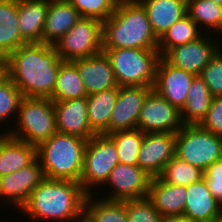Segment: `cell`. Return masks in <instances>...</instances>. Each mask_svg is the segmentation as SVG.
Returning a JSON list of instances; mask_svg holds the SVG:
<instances>
[{
    "mask_svg": "<svg viewBox=\"0 0 222 222\" xmlns=\"http://www.w3.org/2000/svg\"><path fill=\"white\" fill-rule=\"evenodd\" d=\"M63 62L54 45L27 43L6 58V73L23 97L51 98Z\"/></svg>",
    "mask_w": 222,
    "mask_h": 222,
    "instance_id": "1",
    "label": "cell"
},
{
    "mask_svg": "<svg viewBox=\"0 0 222 222\" xmlns=\"http://www.w3.org/2000/svg\"><path fill=\"white\" fill-rule=\"evenodd\" d=\"M87 195L79 182L44 178L20 212L32 222H75L83 218Z\"/></svg>",
    "mask_w": 222,
    "mask_h": 222,
    "instance_id": "2",
    "label": "cell"
},
{
    "mask_svg": "<svg viewBox=\"0 0 222 222\" xmlns=\"http://www.w3.org/2000/svg\"><path fill=\"white\" fill-rule=\"evenodd\" d=\"M159 39L152 30L140 2H119L102 22V49H157Z\"/></svg>",
    "mask_w": 222,
    "mask_h": 222,
    "instance_id": "3",
    "label": "cell"
},
{
    "mask_svg": "<svg viewBox=\"0 0 222 222\" xmlns=\"http://www.w3.org/2000/svg\"><path fill=\"white\" fill-rule=\"evenodd\" d=\"M87 141L56 132L37 147L45 178L80 182Z\"/></svg>",
    "mask_w": 222,
    "mask_h": 222,
    "instance_id": "4",
    "label": "cell"
},
{
    "mask_svg": "<svg viewBox=\"0 0 222 222\" xmlns=\"http://www.w3.org/2000/svg\"><path fill=\"white\" fill-rule=\"evenodd\" d=\"M14 121L12 129L3 133L36 147L57 132L54 102L50 98L23 97Z\"/></svg>",
    "mask_w": 222,
    "mask_h": 222,
    "instance_id": "5",
    "label": "cell"
},
{
    "mask_svg": "<svg viewBox=\"0 0 222 222\" xmlns=\"http://www.w3.org/2000/svg\"><path fill=\"white\" fill-rule=\"evenodd\" d=\"M114 71L118 86H144L153 88L158 49L116 48L102 49Z\"/></svg>",
    "mask_w": 222,
    "mask_h": 222,
    "instance_id": "6",
    "label": "cell"
},
{
    "mask_svg": "<svg viewBox=\"0 0 222 222\" xmlns=\"http://www.w3.org/2000/svg\"><path fill=\"white\" fill-rule=\"evenodd\" d=\"M175 156L203 172L222 159V136L199 125H183L176 133Z\"/></svg>",
    "mask_w": 222,
    "mask_h": 222,
    "instance_id": "7",
    "label": "cell"
},
{
    "mask_svg": "<svg viewBox=\"0 0 222 222\" xmlns=\"http://www.w3.org/2000/svg\"><path fill=\"white\" fill-rule=\"evenodd\" d=\"M119 163L114 141L108 135H94L86 144L80 184L89 195L94 194L109 178L110 172ZM95 190H94V189ZM93 190V191H92Z\"/></svg>",
    "mask_w": 222,
    "mask_h": 222,
    "instance_id": "8",
    "label": "cell"
},
{
    "mask_svg": "<svg viewBox=\"0 0 222 222\" xmlns=\"http://www.w3.org/2000/svg\"><path fill=\"white\" fill-rule=\"evenodd\" d=\"M63 61L88 58L102 52V21L80 18L55 44Z\"/></svg>",
    "mask_w": 222,
    "mask_h": 222,
    "instance_id": "9",
    "label": "cell"
},
{
    "mask_svg": "<svg viewBox=\"0 0 222 222\" xmlns=\"http://www.w3.org/2000/svg\"><path fill=\"white\" fill-rule=\"evenodd\" d=\"M184 124L180 110L161 97L154 89L147 95L137 120L143 133H177Z\"/></svg>",
    "mask_w": 222,
    "mask_h": 222,
    "instance_id": "10",
    "label": "cell"
},
{
    "mask_svg": "<svg viewBox=\"0 0 222 222\" xmlns=\"http://www.w3.org/2000/svg\"><path fill=\"white\" fill-rule=\"evenodd\" d=\"M151 179L152 177L140 167L119 162L103 185L104 187L110 186L106 188L109 189V194L104 195L103 199L126 201L146 197Z\"/></svg>",
    "mask_w": 222,
    "mask_h": 222,
    "instance_id": "11",
    "label": "cell"
},
{
    "mask_svg": "<svg viewBox=\"0 0 222 222\" xmlns=\"http://www.w3.org/2000/svg\"><path fill=\"white\" fill-rule=\"evenodd\" d=\"M215 39L210 33H203L192 42L172 48L164 58L177 68L200 75L203 68L221 49L218 46L220 40L217 42Z\"/></svg>",
    "mask_w": 222,
    "mask_h": 222,
    "instance_id": "12",
    "label": "cell"
},
{
    "mask_svg": "<svg viewBox=\"0 0 222 222\" xmlns=\"http://www.w3.org/2000/svg\"><path fill=\"white\" fill-rule=\"evenodd\" d=\"M38 158L23 169L0 176V198L3 204H13L19 211L29 200L32 191L44 179ZM7 202V203H6Z\"/></svg>",
    "mask_w": 222,
    "mask_h": 222,
    "instance_id": "13",
    "label": "cell"
},
{
    "mask_svg": "<svg viewBox=\"0 0 222 222\" xmlns=\"http://www.w3.org/2000/svg\"><path fill=\"white\" fill-rule=\"evenodd\" d=\"M176 133H144L138 153V167L150 177H158L175 156Z\"/></svg>",
    "mask_w": 222,
    "mask_h": 222,
    "instance_id": "14",
    "label": "cell"
},
{
    "mask_svg": "<svg viewBox=\"0 0 222 222\" xmlns=\"http://www.w3.org/2000/svg\"><path fill=\"white\" fill-rule=\"evenodd\" d=\"M196 75L175 67L163 56L156 65L153 89L179 110L185 105L187 93Z\"/></svg>",
    "mask_w": 222,
    "mask_h": 222,
    "instance_id": "15",
    "label": "cell"
},
{
    "mask_svg": "<svg viewBox=\"0 0 222 222\" xmlns=\"http://www.w3.org/2000/svg\"><path fill=\"white\" fill-rule=\"evenodd\" d=\"M144 86H118V97L109 123V133L137 129V120L146 95Z\"/></svg>",
    "mask_w": 222,
    "mask_h": 222,
    "instance_id": "16",
    "label": "cell"
},
{
    "mask_svg": "<svg viewBox=\"0 0 222 222\" xmlns=\"http://www.w3.org/2000/svg\"><path fill=\"white\" fill-rule=\"evenodd\" d=\"M53 102L57 132L86 141L95 135L87 116V97Z\"/></svg>",
    "mask_w": 222,
    "mask_h": 222,
    "instance_id": "17",
    "label": "cell"
},
{
    "mask_svg": "<svg viewBox=\"0 0 222 222\" xmlns=\"http://www.w3.org/2000/svg\"><path fill=\"white\" fill-rule=\"evenodd\" d=\"M71 62L79 72L87 95L118 87L109 58L103 51Z\"/></svg>",
    "mask_w": 222,
    "mask_h": 222,
    "instance_id": "18",
    "label": "cell"
},
{
    "mask_svg": "<svg viewBox=\"0 0 222 222\" xmlns=\"http://www.w3.org/2000/svg\"><path fill=\"white\" fill-rule=\"evenodd\" d=\"M186 186L163 182L159 177L150 181L147 197L163 218L183 216L186 205Z\"/></svg>",
    "mask_w": 222,
    "mask_h": 222,
    "instance_id": "19",
    "label": "cell"
},
{
    "mask_svg": "<svg viewBox=\"0 0 222 222\" xmlns=\"http://www.w3.org/2000/svg\"><path fill=\"white\" fill-rule=\"evenodd\" d=\"M183 216L198 222H212L222 213V206L211 194L204 178L186 186Z\"/></svg>",
    "mask_w": 222,
    "mask_h": 222,
    "instance_id": "20",
    "label": "cell"
},
{
    "mask_svg": "<svg viewBox=\"0 0 222 222\" xmlns=\"http://www.w3.org/2000/svg\"><path fill=\"white\" fill-rule=\"evenodd\" d=\"M50 0H18V27L27 43H43Z\"/></svg>",
    "mask_w": 222,
    "mask_h": 222,
    "instance_id": "21",
    "label": "cell"
},
{
    "mask_svg": "<svg viewBox=\"0 0 222 222\" xmlns=\"http://www.w3.org/2000/svg\"><path fill=\"white\" fill-rule=\"evenodd\" d=\"M37 159V147L1 131L0 176L15 173Z\"/></svg>",
    "mask_w": 222,
    "mask_h": 222,
    "instance_id": "22",
    "label": "cell"
},
{
    "mask_svg": "<svg viewBox=\"0 0 222 222\" xmlns=\"http://www.w3.org/2000/svg\"><path fill=\"white\" fill-rule=\"evenodd\" d=\"M80 18L77 9L68 0H50L43 30V43L54 45Z\"/></svg>",
    "mask_w": 222,
    "mask_h": 222,
    "instance_id": "23",
    "label": "cell"
},
{
    "mask_svg": "<svg viewBox=\"0 0 222 222\" xmlns=\"http://www.w3.org/2000/svg\"><path fill=\"white\" fill-rule=\"evenodd\" d=\"M156 37L187 14V0H140Z\"/></svg>",
    "mask_w": 222,
    "mask_h": 222,
    "instance_id": "24",
    "label": "cell"
},
{
    "mask_svg": "<svg viewBox=\"0 0 222 222\" xmlns=\"http://www.w3.org/2000/svg\"><path fill=\"white\" fill-rule=\"evenodd\" d=\"M24 44L18 27V0H0V56L7 58Z\"/></svg>",
    "mask_w": 222,
    "mask_h": 222,
    "instance_id": "25",
    "label": "cell"
},
{
    "mask_svg": "<svg viewBox=\"0 0 222 222\" xmlns=\"http://www.w3.org/2000/svg\"><path fill=\"white\" fill-rule=\"evenodd\" d=\"M118 97V87L87 95V116L95 135L109 134V123Z\"/></svg>",
    "mask_w": 222,
    "mask_h": 222,
    "instance_id": "26",
    "label": "cell"
},
{
    "mask_svg": "<svg viewBox=\"0 0 222 222\" xmlns=\"http://www.w3.org/2000/svg\"><path fill=\"white\" fill-rule=\"evenodd\" d=\"M212 98L204 80L196 75L187 93L186 103L180 110L182 123L184 125H199L207 115Z\"/></svg>",
    "mask_w": 222,
    "mask_h": 222,
    "instance_id": "27",
    "label": "cell"
},
{
    "mask_svg": "<svg viewBox=\"0 0 222 222\" xmlns=\"http://www.w3.org/2000/svg\"><path fill=\"white\" fill-rule=\"evenodd\" d=\"M96 197L89 194L85 199L83 217L88 222H129L125 201H99Z\"/></svg>",
    "mask_w": 222,
    "mask_h": 222,
    "instance_id": "28",
    "label": "cell"
},
{
    "mask_svg": "<svg viewBox=\"0 0 222 222\" xmlns=\"http://www.w3.org/2000/svg\"><path fill=\"white\" fill-rule=\"evenodd\" d=\"M202 34L197 24L186 14L160 37L157 48L159 55L164 57L172 48L192 42Z\"/></svg>",
    "mask_w": 222,
    "mask_h": 222,
    "instance_id": "29",
    "label": "cell"
},
{
    "mask_svg": "<svg viewBox=\"0 0 222 222\" xmlns=\"http://www.w3.org/2000/svg\"><path fill=\"white\" fill-rule=\"evenodd\" d=\"M83 97H87V92L76 66L71 61H64L58 70L56 86L50 99L60 101Z\"/></svg>",
    "mask_w": 222,
    "mask_h": 222,
    "instance_id": "30",
    "label": "cell"
},
{
    "mask_svg": "<svg viewBox=\"0 0 222 222\" xmlns=\"http://www.w3.org/2000/svg\"><path fill=\"white\" fill-rule=\"evenodd\" d=\"M187 14L203 33L217 32L222 34L221 5L210 0H187Z\"/></svg>",
    "mask_w": 222,
    "mask_h": 222,
    "instance_id": "31",
    "label": "cell"
},
{
    "mask_svg": "<svg viewBox=\"0 0 222 222\" xmlns=\"http://www.w3.org/2000/svg\"><path fill=\"white\" fill-rule=\"evenodd\" d=\"M115 143L119 162L138 166V153L144 133L140 129L115 131L107 134Z\"/></svg>",
    "mask_w": 222,
    "mask_h": 222,
    "instance_id": "32",
    "label": "cell"
},
{
    "mask_svg": "<svg viewBox=\"0 0 222 222\" xmlns=\"http://www.w3.org/2000/svg\"><path fill=\"white\" fill-rule=\"evenodd\" d=\"M203 175L202 170L174 156L158 177L168 184L188 186L200 181Z\"/></svg>",
    "mask_w": 222,
    "mask_h": 222,
    "instance_id": "33",
    "label": "cell"
},
{
    "mask_svg": "<svg viewBox=\"0 0 222 222\" xmlns=\"http://www.w3.org/2000/svg\"><path fill=\"white\" fill-rule=\"evenodd\" d=\"M23 95L11 79L6 75L0 80V123L4 125L5 121L17 117L19 104Z\"/></svg>",
    "mask_w": 222,
    "mask_h": 222,
    "instance_id": "34",
    "label": "cell"
},
{
    "mask_svg": "<svg viewBox=\"0 0 222 222\" xmlns=\"http://www.w3.org/2000/svg\"><path fill=\"white\" fill-rule=\"evenodd\" d=\"M78 11L81 18L107 20L115 11L117 0H68Z\"/></svg>",
    "mask_w": 222,
    "mask_h": 222,
    "instance_id": "35",
    "label": "cell"
},
{
    "mask_svg": "<svg viewBox=\"0 0 222 222\" xmlns=\"http://www.w3.org/2000/svg\"><path fill=\"white\" fill-rule=\"evenodd\" d=\"M129 222H163L164 218L146 196L125 201Z\"/></svg>",
    "mask_w": 222,
    "mask_h": 222,
    "instance_id": "36",
    "label": "cell"
},
{
    "mask_svg": "<svg viewBox=\"0 0 222 222\" xmlns=\"http://www.w3.org/2000/svg\"><path fill=\"white\" fill-rule=\"evenodd\" d=\"M209 88L213 97L222 96V50L203 68L199 75Z\"/></svg>",
    "mask_w": 222,
    "mask_h": 222,
    "instance_id": "37",
    "label": "cell"
},
{
    "mask_svg": "<svg viewBox=\"0 0 222 222\" xmlns=\"http://www.w3.org/2000/svg\"><path fill=\"white\" fill-rule=\"evenodd\" d=\"M200 125L208 132L222 136V96L212 98L207 115Z\"/></svg>",
    "mask_w": 222,
    "mask_h": 222,
    "instance_id": "38",
    "label": "cell"
},
{
    "mask_svg": "<svg viewBox=\"0 0 222 222\" xmlns=\"http://www.w3.org/2000/svg\"><path fill=\"white\" fill-rule=\"evenodd\" d=\"M203 178L213 197L222 206V159L211 164L204 171Z\"/></svg>",
    "mask_w": 222,
    "mask_h": 222,
    "instance_id": "39",
    "label": "cell"
},
{
    "mask_svg": "<svg viewBox=\"0 0 222 222\" xmlns=\"http://www.w3.org/2000/svg\"><path fill=\"white\" fill-rule=\"evenodd\" d=\"M163 222H198V221H194L184 216H178V217L164 218Z\"/></svg>",
    "mask_w": 222,
    "mask_h": 222,
    "instance_id": "40",
    "label": "cell"
},
{
    "mask_svg": "<svg viewBox=\"0 0 222 222\" xmlns=\"http://www.w3.org/2000/svg\"><path fill=\"white\" fill-rule=\"evenodd\" d=\"M6 75V58L0 56V80H2Z\"/></svg>",
    "mask_w": 222,
    "mask_h": 222,
    "instance_id": "41",
    "label": "cell"
},
{
    "mask_svg": "<svg viewBox=\"0 0 222 222\" xmlns=\"http://www.w3.org/2000/svg\"><path fill=\"white\" fill-rule=\"evenodd\" d=\"M212 222H222V213Z\"/></svg>",
    "mask_w": 222,
    "mask_h": 222,
    "instance_id": "42",
    "label": "cell"
},
{
    "mask_svg": "<svg viewBox=\"0 0 222 222\" xmlns=\"http://www.w3.org/2000/svg\"><path fill=\"white\" fill-rule=\"evenodd\" d=\"M139 2L140 0H117V2Z\"/></svg>",
    "mask_w": 222,
    "mask_h": 222,
    "instance_id": "43",
    "label": "cell"
},
{
    "mask_svg": "<svg viewBox=\"0 0 222 222\" xmlns=\"http://www.w3.org/2000/svg\"><path fill=\"white\" fill-rule=\"evenodd\" d=\"M210 1H213L214 3H217L222 6V0H210Z\"/></svg>",
    "mask_w": 222,
    "mask_h": 222,
    "instance_id": "44",
    "label": "cell"
},
{
    "mask_svg": "<svg viewBox=\"0 0 222 222\" xmlns=\"http://www.w3.org/2000/svg\"><path fill=\"white\" fill-rule=\"evenodd\" d=\"M75 222H88V221L83 217V218H81L80 220L75 221Z\"/></svg>",
    "mask_w": 222,
    "mask_h": 222,
    "instance_id": "45",
    "label": "cell"
}]
</instances>
